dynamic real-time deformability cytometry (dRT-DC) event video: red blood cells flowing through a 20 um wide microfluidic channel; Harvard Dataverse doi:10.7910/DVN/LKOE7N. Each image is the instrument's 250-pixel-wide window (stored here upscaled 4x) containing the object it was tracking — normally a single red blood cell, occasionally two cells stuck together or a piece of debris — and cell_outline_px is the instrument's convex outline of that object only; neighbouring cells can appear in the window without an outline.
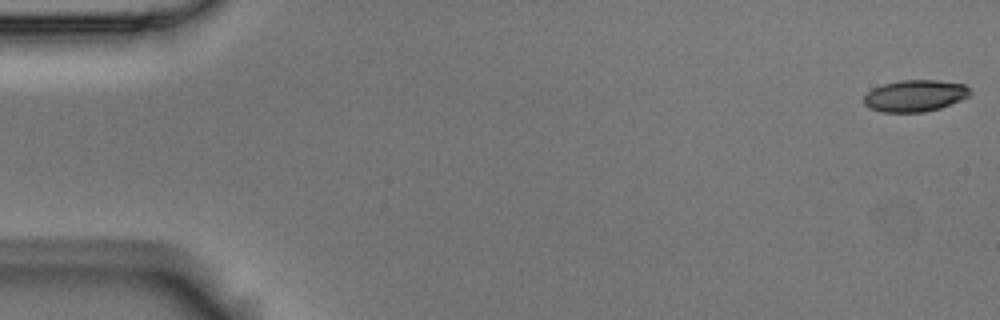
{"species": "Egyptian fruit bat (a non-hibernating species)", "species_latin": "Rousettus aegyptiacus", "temperature_condition": "room temperature", "stored_images_in_passage": 54, "camera_frame_rate_fps": 3000, "um_per_image_px": 0.085, "animal": {"sex": "male"}, "frame": {"image": 1, "passage_image": 1, "time_ms": 0.0, "image_size_px": [1000, 320], "cell_outline_px": [[972, 92], [968, 96], [960, 100], [940, 108], [924, 112], [884, 112], [868, 108], [864, 104], [864, 96], [872, 88], [884, 84], [900, 80], [936, 80], [964, 84]], "centroid_in_image_um": [77.75, 8.14], "position_along_channel_um": 7.2, "area_um2": 19.54}}
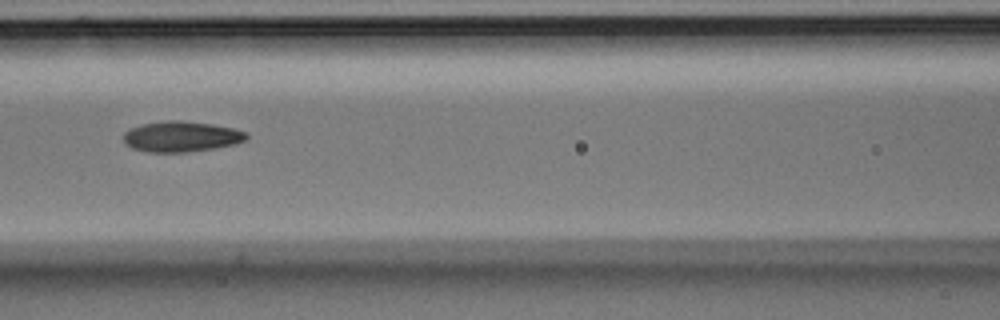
{"frame": {"image": 2, "passage_image": 24, "time_ms": 7.667, "image_size_px": [1000, 320], "cell_outline_px": [[248, 136], [244, 140], [236, 144], [216, 148], [184, 152], [148, 152], [132, 148], [124, 144], [124, 132], [128, 128], [140, 124], [164, 120], [180, 120], [212, 124], [232, 128], [248, 132]], "centroid_in_image_um": [15.38, 11.6], "position_along_channel_um": 151.2, "area_um2": 22.14}}
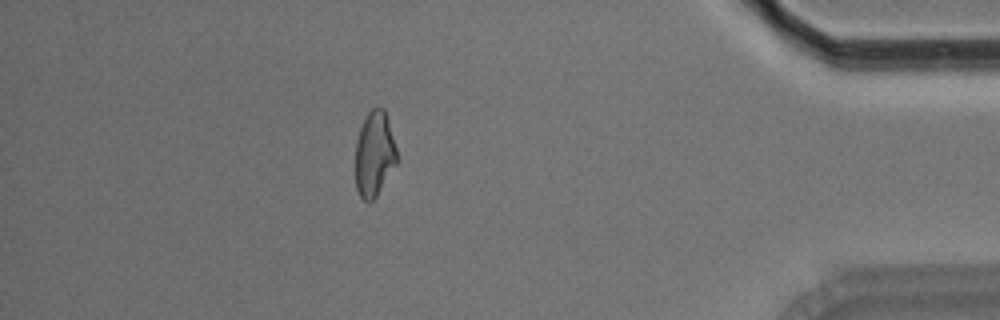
{"frame": {"image": 3, "passage_image": 48, "time_ms": 15.667, "image_size_px": [1000, 320], "cell_outline_px": [[396, 164], [376, 196], [368, 204], [360, 196], [356, 188], [356, 140], [360, 128], [368, 112], [376, 104], [384, 108], [388, 120], [396, 148]], "centroid_in_image_um": [31.81, 13.06], "position_along_channel_um": 403.4, "area_um2": 20.46}, "authors_computed_cell_mechanics": {"area_um2": 21.2993, "velocity_mm_per_s": 3.6972, "shape_relaxation_time_tau1_ms": 6.5279, "shape_relaxation_time_tau2_ms": 3.0884, "deformation_change_tau1": 0.1722, "deformation_change_tau2": 0.088}}